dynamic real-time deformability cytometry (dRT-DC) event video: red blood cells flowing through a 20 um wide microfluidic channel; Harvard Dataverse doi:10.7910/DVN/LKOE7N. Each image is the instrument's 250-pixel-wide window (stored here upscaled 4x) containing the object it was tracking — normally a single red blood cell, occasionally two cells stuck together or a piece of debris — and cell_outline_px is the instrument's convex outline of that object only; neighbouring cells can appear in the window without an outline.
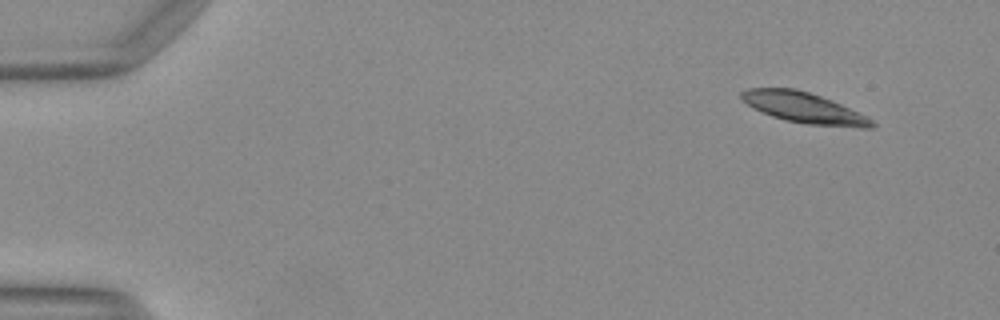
{"species": "Egyptian fruit bat (a non-hibernating species)", "species_latin": "Rousettus aegyptiacus", "temperature_condition": "warm", "stored_images_in_passage": 25, "camera_frame_rate_fps": 3000, "um_per_image_px": 0.085, "animal": {"sex": "female"}, "frame": {"image": 1, "passage_image": 1, "time_ms": 0.0, "image_size_px": [1000, 320], "cell_outline_px": [[876, 128], [860, 128], [808, 124], [788, 120], [772, 116], [752, 108], [740, 100], [740, 92], [748, 88], [796, 88], [832, 100], [872, 120], [876, 124]], "centroid_in_image_um": [68.28, 9.15], "position_along_channel_um": 16.7, "area_um2": 23.12}}
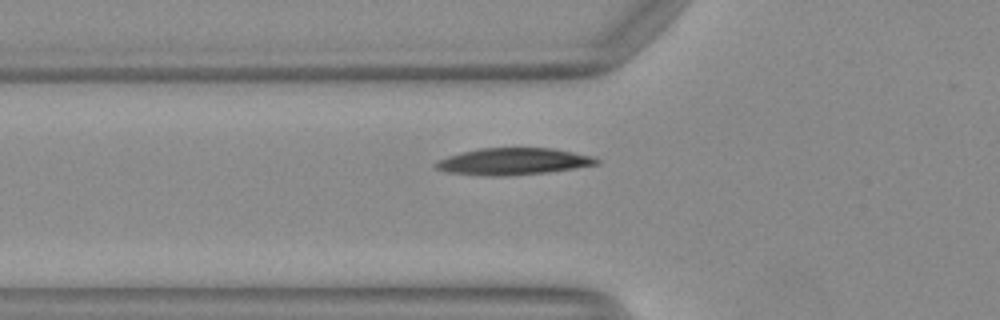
{"frame": {"image": 2, "passage_image": 21, "time_ms": 6.667, "image_size_px": [1000, 320], "cell_outline_px": [[600, 164], [576, 168], [548, 172], [508, 176], [484, 176], [444, 172], [436, 168], [432, 164], [448, 156], [460, 152], [480, 148], [552, 148], [596, 156], [600, 160]], "centroid_in_image_um": [43.65, 13.73], "position_along_channel_um": 82.2, "area_um2": 25.49}}
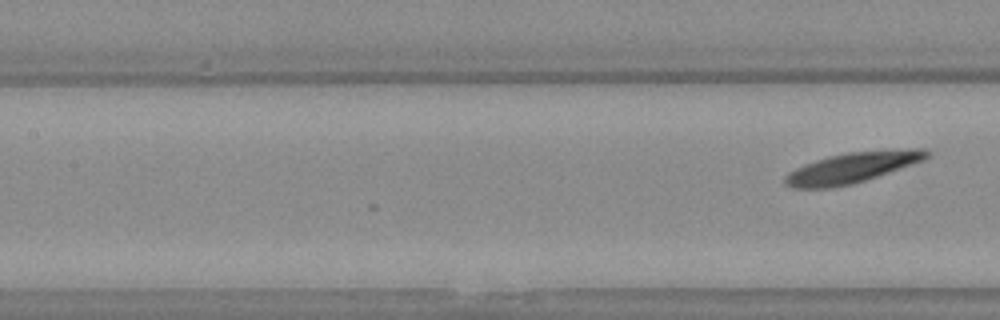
{"frame": {"image": 3, "passage_image": 25, "time_ms": 8.0, "image_size_px": [1000, 320], "cell_outline_px": [[932, 156], [924, 160], [852, 184], [828, 188], [792, 188], [784, 184], [784, 176], [788, 172], [804, 164], [828, 156], [848, 152], [908, 148], [928, 148], [932, 152]], "centroid_in_image_um": [72.46, 14.23], "position_along_channel_um": 134.9, "area_um2": 25.32}}